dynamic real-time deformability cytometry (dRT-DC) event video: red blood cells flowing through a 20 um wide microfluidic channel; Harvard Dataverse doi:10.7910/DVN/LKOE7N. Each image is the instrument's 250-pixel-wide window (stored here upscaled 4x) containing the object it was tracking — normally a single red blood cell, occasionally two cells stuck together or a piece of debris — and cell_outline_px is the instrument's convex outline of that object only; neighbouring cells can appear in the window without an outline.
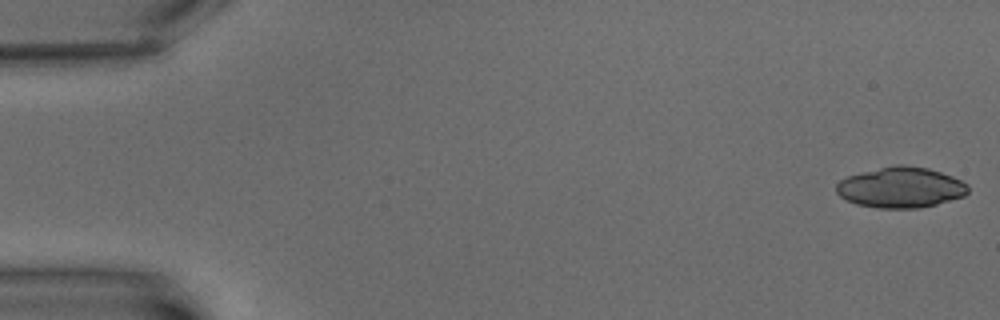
{"species": "common noctule bat (a hibernating species)", "species_latin": "Nyctalus noctula", "temperature_condition": "warm", "stored_images_in_passage": 6, "camera_frame_rate_fps": 3000, "um_per_image_px": 0.085, "animal": {"sex": "male", "body_mass_g": 15.6}, "frame": {"image": 1, "passage_image": 1, "time_ms": 0.0, "image_size_px": [1000, 320], "cell_outline_px": [[968, 192], [964, 196], [936, 204], [920, 208], [880, 208], [856, 204], [840, 196], [836, 192], [836, 184], [840, 180], [848, 176], [896, 164], [904, 164], [928, 168], [952, 176], [968, 184]], "centroid_in_image_um": [76.58, 15.93], "position_along_channel_um": 8.4, "area_um2": 31.04}}